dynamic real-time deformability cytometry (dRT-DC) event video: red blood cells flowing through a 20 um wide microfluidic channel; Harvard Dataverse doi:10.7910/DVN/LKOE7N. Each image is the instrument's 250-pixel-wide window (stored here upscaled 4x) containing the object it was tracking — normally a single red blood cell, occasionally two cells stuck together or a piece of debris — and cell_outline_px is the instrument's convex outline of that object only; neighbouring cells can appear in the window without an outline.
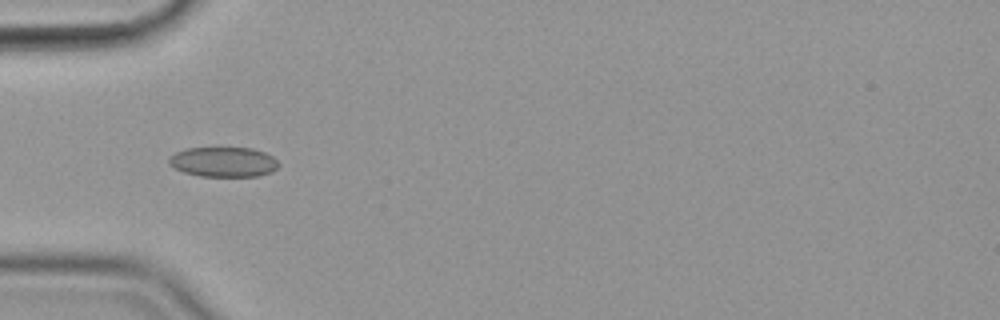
{"species": "common noctule bat (a hibernating species)", "species_latin": "Nyctalus noctula", "temperature_condition": "cold", "stored_images_in_passage": 46, "camera_frame_rate_fps": 3000, "um_per_image_px": 0.085, "animal": {"sex": "female", "body_mass_g": 19.9}, "frame": {"image": 1, "passage_image": 8, "time_ms": 2.333, "image_size_px": [1000, 320], "cell_outline_px": [[280, 164], [272, 172], [256, 176], [200, 176], [184, 172], [168, 164], [168, 156], [176, 152], [188, 148], [252, 148], [264, 152], [272, 156]], "centroid_in_image_um": [18.98, 13.76], "position_along_channel_um": 66.0, "area_um2": 19.07}}
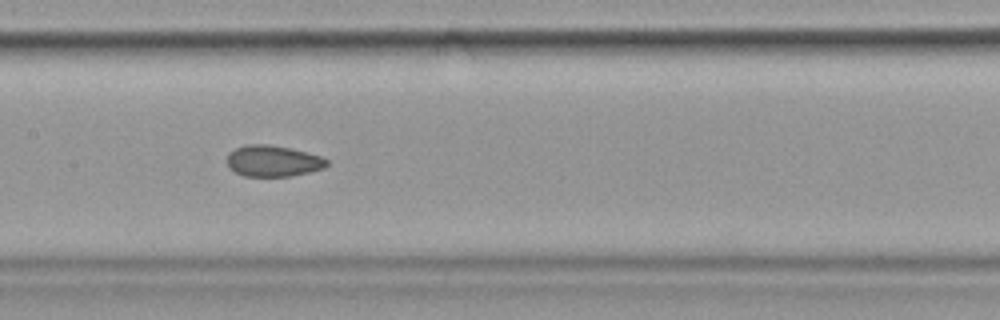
{"frame": {"image": 2, "passage_image": 18, "time_ms": 5.667, "image_size_px": [1000, 320], "cell_outline_px": [[328, 164], [324, 168], [292, 176], [244, 176], [228, 168], [228, 152], [236, 148], [248, 144], [268, 144], [288, 148], [324, 156], [328, 160]], "centroid_in_image_um": [23.22, 13.68], "position_along_channel_um": 184.2, "area_um2": 18.15}}
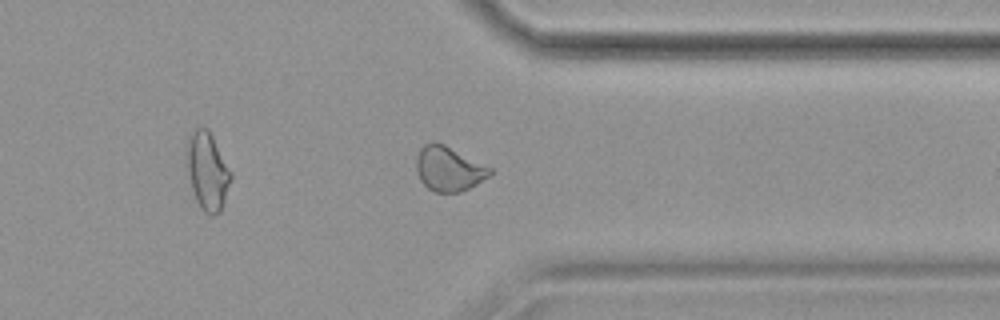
{"frame": {"image": 3, "passage_image": 34, "time_ms": 11.0, "image_size_px": [1000, 320], "cell_outline_px": [[492, 172], [488, 176], [476, 184], [468, 188], [456, 192], [436, 192], [428, 188], [420, 180], [416, 168], [416, 160], [420, 148], [424, 144], [444, 144], [492, 168]], "centroid_in_image_um": [38.13, 14.35], "position_along_channel_um": 373.3, "area_um2": 18.67}, "authors_computed_cell_mechanics": {"area_um2": 19.074, "velocity_mm_per_s": 3.5785, "shape_relaxation_time_tau1_ms": null, "shape_relaxation_time_tau2_ms": 2.0993, "deformation_change_tau1": null, "deformation_change_tau2": 0.0594}}